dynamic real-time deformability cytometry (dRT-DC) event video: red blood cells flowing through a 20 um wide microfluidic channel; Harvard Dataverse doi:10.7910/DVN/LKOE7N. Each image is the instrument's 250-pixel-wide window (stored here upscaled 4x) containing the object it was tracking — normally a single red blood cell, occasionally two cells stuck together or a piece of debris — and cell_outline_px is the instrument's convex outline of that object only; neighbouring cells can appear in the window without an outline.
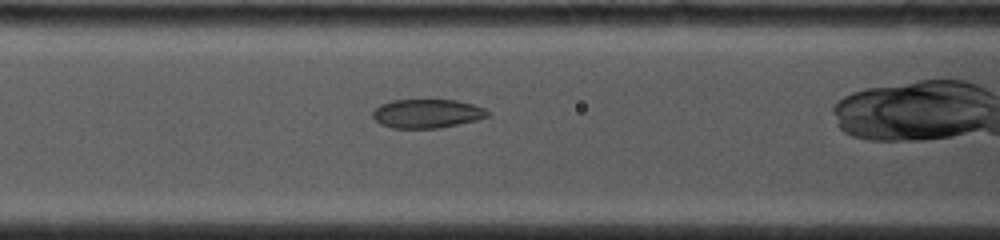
{"species": "common noctule bat (a hibernating species)", "species_latin": "Nyctalus noctula", "temperature_condition": "cold", "stored_images_in_passage": 24, "camera_frame_rate_fps": 4000, "um_per_image_px": 0.085, "animal": {"sex": "female", "body_mass_g": 19.0, "forearm_length_mm": 53.3}, "frame": {"image": 1, "passage_image": 4, "time_ms": 1.25, "image_size_px": [1000, 240], "cell_outline_px": [[492, 112], [488, 116], [476, 120], [436, 128], [392, 128], [380, 124], [372, 116], [372, 112], [380, 104], [392, 100], [456, 100], [472, 104], [484, 108]], "centroid_in_image_um": [36.29, 9.65], "position_along_channel_um": 130.3, "area_um2": 19.25}}
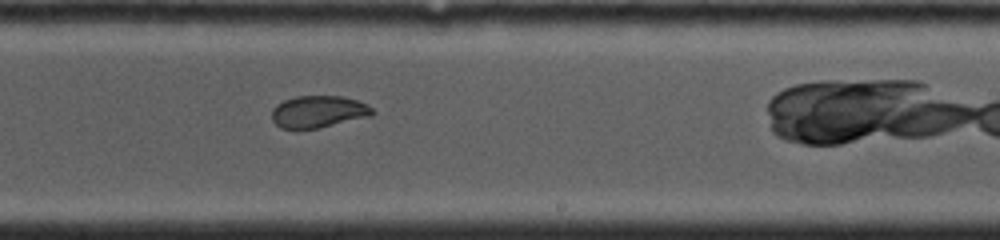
{"frame": {"image": 2, "passage_image": 12, "time_ms": 4.5, "image_size_px": [1000, 240], "cell_outline_px": [[376, 112], [372, 116], [320, 128], [296, 132], [280, 128], [272, 120], [272, 108], [276, 104], [284, 100], [296, 96], [344, 96], [368, 104]], "centroid_in_image_um": [27.04, 9.53], "position_along_channel_um": 262.0, "area_um2": 19.54}}
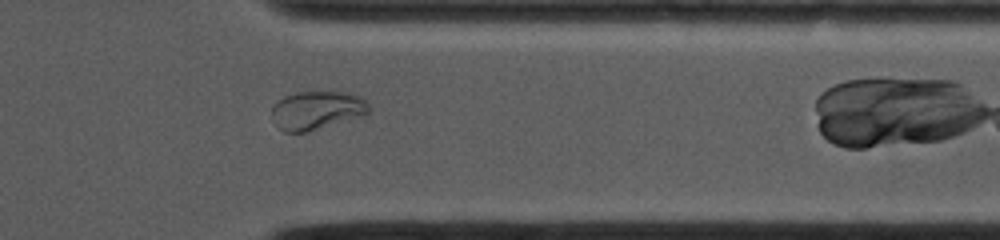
{"frame": {"image": 3, "passage_image": 19, "time_ms": 7.5, "image_size_px": [1000, 240], "cell_outline_px": [[372, 108], [364, 116], [304, 132], [284, 132], [276, 128], [272, 112], [272, 108], [284, 96], [296, 92], [344, 92], [360, 96]], "centroid_in_image_um": [26.94, 9.38], "position_along_channel_um": 384.5, "area_um2": 21.68}}